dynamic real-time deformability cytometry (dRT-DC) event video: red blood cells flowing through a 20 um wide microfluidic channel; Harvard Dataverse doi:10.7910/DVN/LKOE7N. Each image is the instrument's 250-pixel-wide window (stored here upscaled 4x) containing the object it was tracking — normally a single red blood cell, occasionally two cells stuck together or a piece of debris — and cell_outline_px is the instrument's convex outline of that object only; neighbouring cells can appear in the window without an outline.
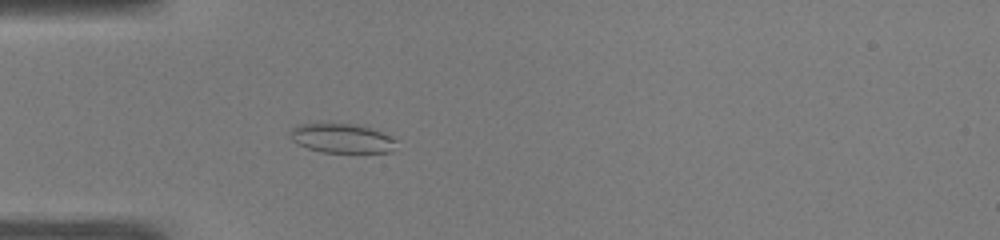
{"species": "common noctule bat (a hibernating species)", "species_latin": "Nyctalus noctula", "temperature_condition": "warm", "stored_images_in_passage": 38, "camera_frame_rate_fps": 3000, "um_per_image_px": 0.085, "animal": {"sex": "male", "body_mass_g": 19.0, "forearm_length_mm": 50.8}, "frame": {"image": 1, "passage_image": 3, "time_ms": 0.667, "image_size_px": [1000, 240], "cell_outline_px": [[396, 140], [392, 152], [320, 152], [296, 144], [288, 136], [288, 132], [296, 124], [352, 124], [368, 128], [380, 132]], "centroid_in_image_um": [28.96, 11.76], "position_along_channel_um": 56.0, "area_um2": 17.92}}
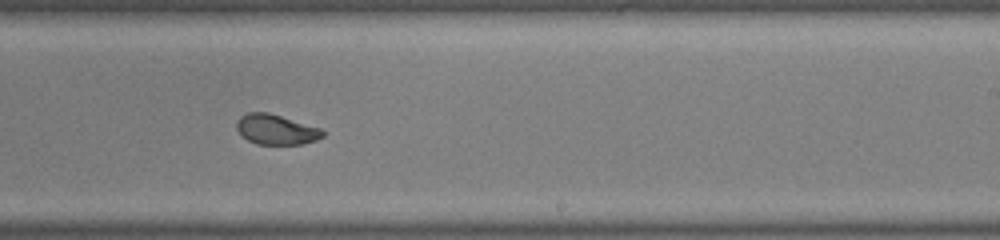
{"frame": {"image": 2, "passage_image": 19, "time_ms": 6.0, "image_size_px": [1000, 240], "cell_outline_px": [[324, 136], [316, 140], [300, 144], [256, 144], [248, 140], [236, 128], [236, 120], [240, 116], [248, 112], [268, 112], [320, 128], [324, 132]], "centroid_in_image_um": [23.45, 11.0], "position_along_channel_um": 265.6, "area_um2": 14.97}}
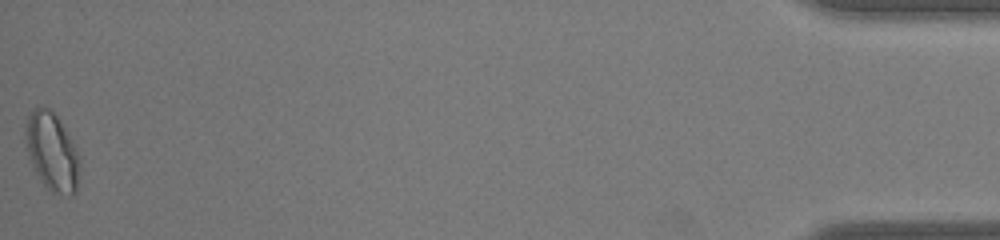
{"frame": {"image": 3, "passage_image": 38, "time_ms": 12.333, "image_size_px": [1000, 240], "cell_outline_px": [[80, 164], [76, 192], [72, 196], [52, 192], [44, 184], [36, 172], [28, 152], [24, 136], [24, 132], [28, 116], [36, 108], [48, 108], [56, 116], [64, 128], [76, 152]], "centroid_in_image_um": [4.41, 12.93], "position_along_channel_um": 430.8, "area_um2": 23.81}, "authors_computed_cell_mechanics": {"area_um2": 16.1551, "velocity_mm_per_s": 4.0661, "shape_relaxation_time_tau1_ms": 4.9266, "shape_relaxation_time_tau2_ms": 1.3045, "deformation_change_tau1": 0.1842, "deformation_change_tau2": 0.0618}}